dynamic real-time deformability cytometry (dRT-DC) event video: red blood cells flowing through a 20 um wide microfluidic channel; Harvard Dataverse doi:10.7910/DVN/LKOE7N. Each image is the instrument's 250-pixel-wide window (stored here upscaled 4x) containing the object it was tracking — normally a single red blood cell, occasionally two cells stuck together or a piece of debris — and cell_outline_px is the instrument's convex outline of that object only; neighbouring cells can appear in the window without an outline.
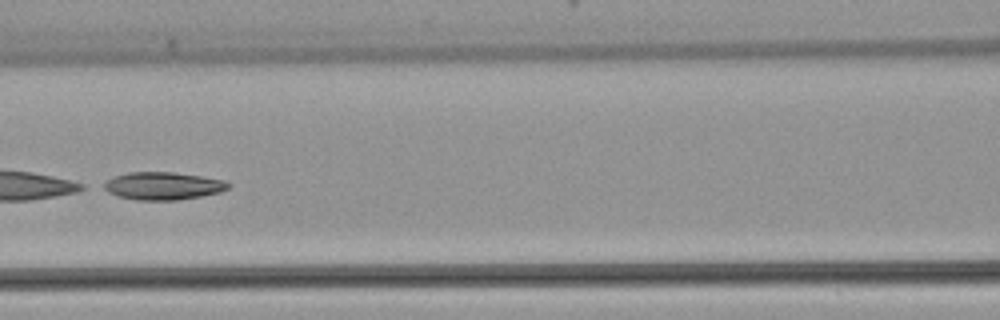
{"species": "common noctule bat (a hibernating species)", "species_latin": "Nyctalus noctula", "temperature_condition": "warm", "stored_images_in_passage": 47, "camera_frame_rate_fps": 3000, "um_per_image_px": 0.085, "animal": {"sex": "female", "body_mass_g": 22.7, "forearm_length_mm": 54.2}, "frame": {"image": 1, "passage_image": 21, "time_ms": 6.667, "image_size_px": [1000, 320], "cell_outline_px": [[232, 184], [228, 188], [220, 192], [200, 196], [176, 200], [136, 200], [120, 196], [108, 192], [100, 188], [100, 184], [116, 176], [128, 172], [172, 172], [200, 176], [224, 180]], "centroid_in_image_um": [13.82, 15.8], "position_along_channel_um": 152.8, "area_um2": 20.06}}
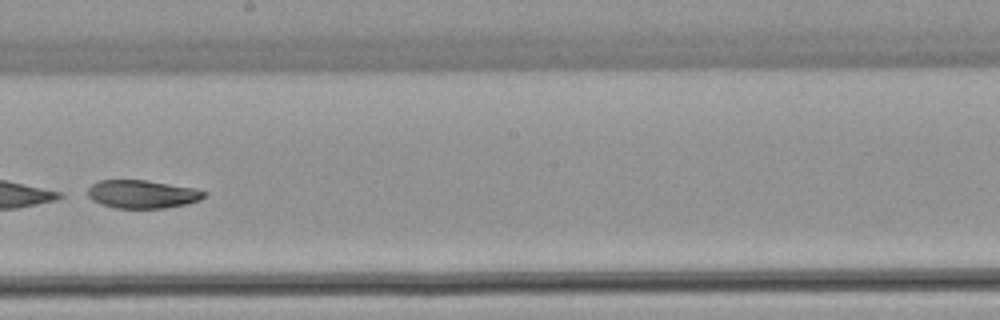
{"frame": {"image": 2, "passage_image": 27, "time_ms": 8.667, "image_size_px": [1000, 320], "cell_outline_px": [[208, 192], [200, 200], [188, 204], [164, 208], [116, 208], [92, 200], [80, 192], [92, 184], [100, 180], [148, 180], [192, 188]], "centroid_in_image_um": [12.02, 16.5], "position_along_channel_um": 236.2, "area_um2": 19.36}}